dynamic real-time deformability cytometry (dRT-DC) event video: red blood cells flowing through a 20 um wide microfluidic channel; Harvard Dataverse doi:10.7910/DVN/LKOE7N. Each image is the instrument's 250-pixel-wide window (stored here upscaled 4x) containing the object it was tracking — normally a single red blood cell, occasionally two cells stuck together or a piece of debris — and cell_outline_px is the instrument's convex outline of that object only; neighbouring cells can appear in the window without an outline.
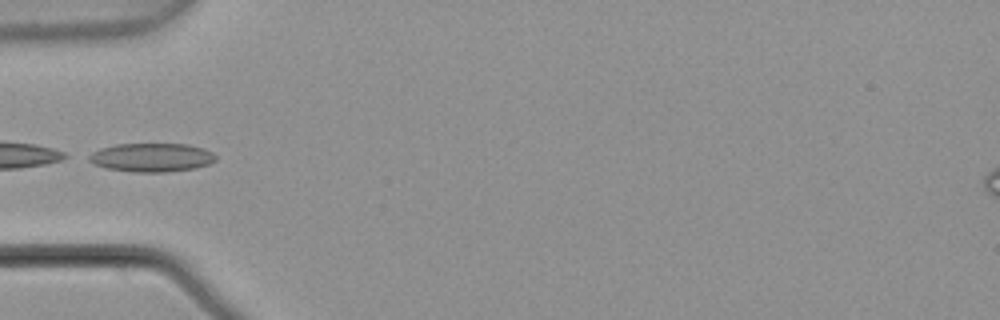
{"species": "common noctule bat (a hibernating species)", "species_latin": "Nyctalus noctula", "temperature_condition": "warm", "stored_images_in_passage": 5, "camera_frame_rate_fps": 3000, "um_per_image_px": 0.085, "animal": {"sex": "male", "body_mass_g": 21.5, "forearm_length_mm": 52.0}, "frame": {"image": 1, "passage_image": 5, "time_ms": 1.333, "image_size_px": [1000, 320], "cell_outline_px": [[216, 160], [208, 164], [196, 168], [168, 172], [132, 172], [104, 168], [88, 160], [84, 156], [100, 148], [116, 144], [188, 144], [204, 148], [212, 152], [216, 156]], "centroid_in_image_um": [12.86, 13.38], "position_along_channel_um": 72.1, "area_um2": 21.44}}